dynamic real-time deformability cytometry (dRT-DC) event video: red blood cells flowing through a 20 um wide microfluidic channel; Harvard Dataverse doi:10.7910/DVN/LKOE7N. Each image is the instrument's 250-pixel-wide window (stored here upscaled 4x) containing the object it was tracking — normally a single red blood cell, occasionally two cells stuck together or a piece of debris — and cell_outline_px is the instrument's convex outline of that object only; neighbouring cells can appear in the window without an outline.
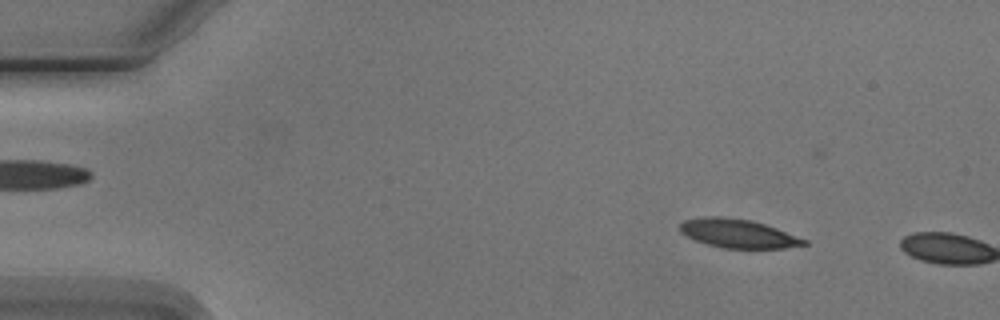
{"species": "Egyptian fruit bat (a non-hibernating species)", "species_latin": "Rousettus aegyptiacus", "temperature_condition": "cold", "stored_images_in_passage": 2, "camera_frame_rate_fps": 3000, "um_per_image_px": 0.085, "animal": {"sex": "male"}, "frame": {"image": 1, "passage_image": 1, "time_ms": 0.0, "image_size_px": [1000, 320], "cell_outline_px": [[808, 244], [784, 248], [724, 248], [708, 244], [696, 240], [680, 232], [680, 224], [684, 220], [704, 216], [716, 216], [752, 220], [776, 228], [808, 240]], "centroid_in_image_um": [62.74, 19.84], "position_along_channel_um": 22.3, "area_um2": 20.58}}